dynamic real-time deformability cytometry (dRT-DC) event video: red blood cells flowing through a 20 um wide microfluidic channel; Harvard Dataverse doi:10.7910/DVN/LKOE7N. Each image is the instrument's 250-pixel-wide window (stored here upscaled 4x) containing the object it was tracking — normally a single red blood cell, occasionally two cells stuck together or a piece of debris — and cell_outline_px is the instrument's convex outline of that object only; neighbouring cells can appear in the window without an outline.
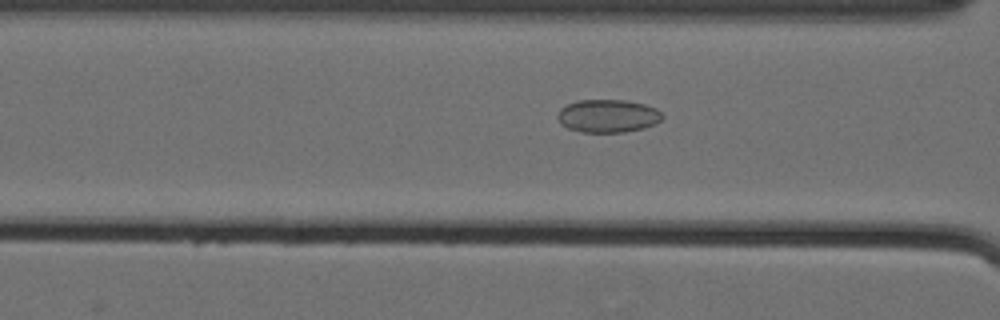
{"species": "Egyptian fruit bat (a non-hibernating species)", "species_latin": "Rousettus aegyptiacus", "temperature_condition": "cold", "stored_images_in_passage": 46, "camera_frame_rate_fps": 3000, "um_per_image_px": 0.085, "animal": {"sex": "female"}, "frame": {"image": 1, "passage_image": 13, "time_ms": 4.0, "image_size_px": [1000, 320], "cell_outline_px": [[664, 116], [656, 124], [644, 128], [624, 132], [580, 132], [568, 128], [560, 124], [556, 116], [560, 108], [576, 100], [624, 100], [644, 104], [656, 108]], "centroid_in_image_um": [51.65, 9.86], "position_along_channel_um": 115.0, "area_um2": 20.29}}
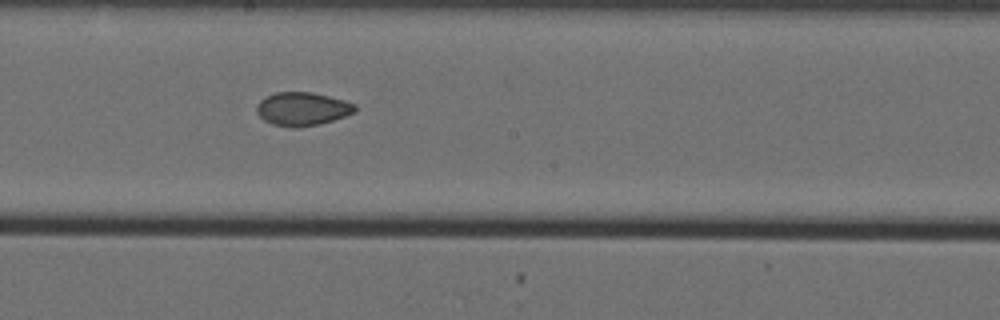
{"frame": {"image": 2, "passage_image": 22, "time_ms": 7.0, "image_size_px": [1000, 320], "cell_outline_px": [[356, 112], [320, 124], [296, 128], [288, 128], [272, 124], [264, 120], [256, 112], [256, 108], [260, 100], [276, 92], [312, 92], [344, 100], [356, 104]], "centroid_in_image_um": [25.7, 9.27], "position_along_channel_um": 222.5, "area_um2": 19.19}}
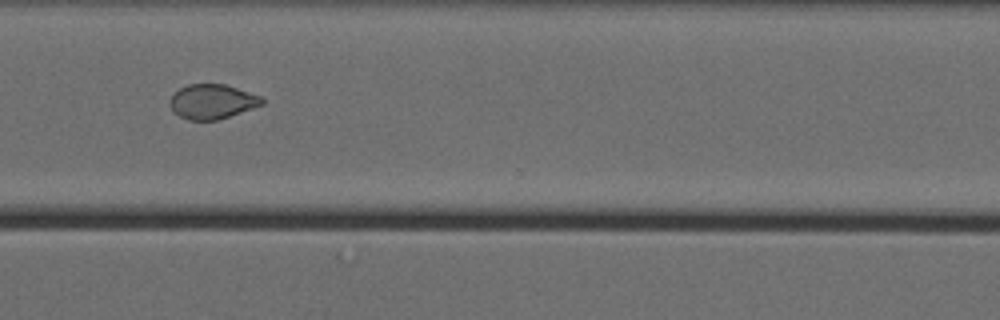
{"frame": {"image": 3, "passage_image": 33, "time_ms": 10.667, "image_size_px": [1000, 320], "cell_outline_px": [[264, 104], [216, 120], [188, 120], [180, 116], [172, 108], [172, 96], [180, 88], [188, 84], [224, 84], [264, 96]], "centroid_in_image_um": [18.1, 8.62], "position_along_channel_um": 352.5, "area_um2": 18.26}, "authors_computed_cell_mechanics": {"area_um2": 19.6809, "velocity_mm_per_s": 3.5653, "shape_relaxation_time_tau1_ms": null, "shape_relaxation_time_tau2_ms": 2.9654, "deformation_change_tau1": null, "deformation_change_tau2": 0.0608}}